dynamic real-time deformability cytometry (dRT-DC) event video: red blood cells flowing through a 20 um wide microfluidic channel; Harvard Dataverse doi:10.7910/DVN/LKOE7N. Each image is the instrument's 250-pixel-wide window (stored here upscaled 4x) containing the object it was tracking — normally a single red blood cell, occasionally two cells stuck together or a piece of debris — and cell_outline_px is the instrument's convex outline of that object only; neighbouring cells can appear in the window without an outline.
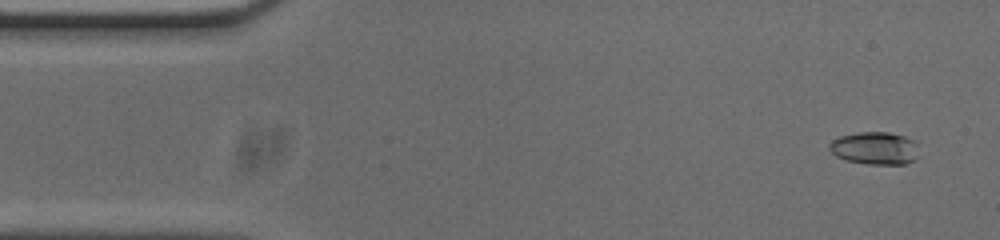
{"species": "common noctule bat (a hibernating species)", "species_latin": "Nyctalus noctula", "temperature_condition": "cold", "stored_images_in_passage": 53, "camera_frame_rate_fps": 3000, "um_per_image_px": 0.085, "animal": {"sex": "male", "body_mass_g": 20.0, "forearm_length_mm": 53.3}, "frame": {"image": 1, "passage_image": 3, "time_ms": 0.667, "image_size_px": [1000, 240], "cell_outline_px": [[920, 156], [916, 160], [904, 164], [868, 164], [848, 160], [836, 156], [828, 148], [828, 144], [832, 140], [840, 136], [860, 132], [888, 132], [904, 136], [916, 140]], "centroid_in_image_um": [74.42, 12.59], "position_along_channel_um": 10.6, "area_um2": 17.28}}
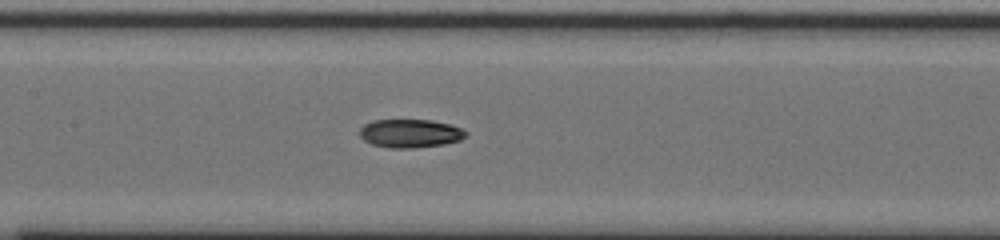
{"frame": {"image": 2, "passage_image": 24, "time_ms": 7.667, "image_size_px": [1000, 240], "cell_outline_px": [[468, 136], [460, 140], [444, 144], [412, 148], [388, 148], [372, 144], [364, 140], [360, 136], [360, 128], [364, 124], [372, 120], [432, 120], [448, 124], [460, 128], [468, 132]], "centroid_in_image_um": [34.86, 11.34], "position_along_channel_um": 172.5, "area_um2": 17.63}}
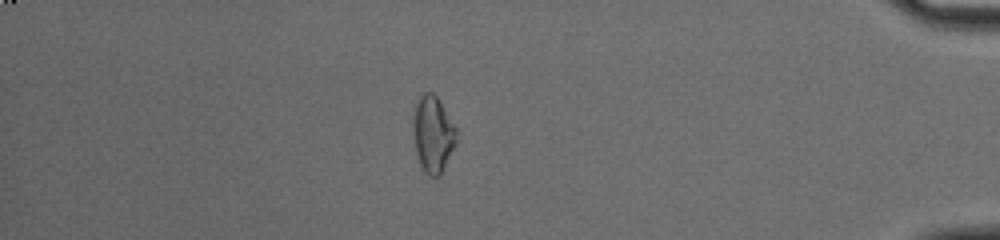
{"frame": {"image": 3, "passage_image": 46, "time_ms": 15.0, "image_size_px": [1000, 240], "cell_outline_px": [[460, 140], [440, 176], [428, 176], [424, 172], [420, 164], [416, 152], [412, 132], [412, 116], [416, 104], [420, 96], [424, 92], [432, 92], [436, 96], [460, 132]], "centroid_in_image_um": [36.84, 11.43], "position_along_channel_um": 398.4, "area_um2": 20.06}, "authors_computed_cell_mechanics": {"area_um2": 17.8602, "velocity_mm_per_s": 3.7474, "shape_relaxation_time_tau1_ms": 6.62, "shape_relaxation_time_tau2_ms": 3.1406, "deformation_change_tau1": 0.1762, "deformation_change_tau2": 0.0734}}